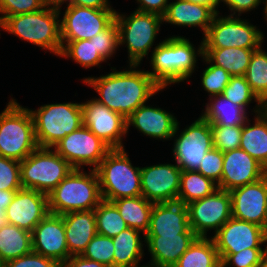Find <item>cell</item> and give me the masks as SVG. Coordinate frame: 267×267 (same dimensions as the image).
Segmentation results:
<instances>
[{"label":"cell","instance_id":"6da1fadb","mask_svg":"<svg viewBox=\"0 0 267 267\" xmlns=\"http://www.w3.org/2000/svg\"><path fill=\"white\" fill-rule=\"evenodd\" d=\"M125 71L112 72L100 77H86L82 82L92 87L100 96L94 98L111 111L127 119L138 107L163 89L139 65L129 64Z\"/></svg>","mask_w":267,"mask_h":267},{"label":"cell","instance_id":"7a4b0ae2","mask_svg":"<svg viewBox=\"0 0 267 267\" xmlns=\"http://www.w3.org/2000/svg\"><path fill=\"white\" fill-rule=\"evenodd\" d=\"M151 54L152 71L147 73L164 89L188 81L195 72L197 57L203 56V41L196 49L189 39L172 35L159 42Z\"/></svg>","mask_w":267,"mask_h":267},{"label":"cell","instance_id":"3957f363","mask_svg":"<svg viewBox=\"0 0 267 267\" xmlns=\"http://www.w3.org/2000/svg\"><path fill=\"white\" fill-rule=\"evenodd\" d=\"M99 179L95 169L72 171L48 194L49 213L62 215L70 212L94 210L102 201Z\"/></svg>","mask_w":267,"mask_h":267},{"label":"cell","instance_id":"277c9868","mask_svg":"<svg viewBox=\"0 0 267 267\" xmlns=\"http://www.w3.org/2000/svg\"><path fill=\"white\" fill-rule=\"evenodd\" d=\"M61 11L58 8L46 7L24 14L8 16L0 28L20 39L60 56L62 50Z\"/></svg>","mask_w":267,"mask_h":267},{"label":"cell","instance_id":"5b68a950","mask_svg":"<svg viewBox=\"0 0 267 267\" xmlns=\"http://www.w3.org/2000/svg\"><path fill=\"white\" fill-rule=\"evenodd\" d=\"M0 113V156L21 162L38 148L29 108L11 98Z\"/></svg>","mask_w":267,"mask_h":267},{"label":"cell","instance_id":"8992f818","mask_svg":"<svg viewBox=\"0 0 267 267\" xmlns=\"http://www.w3.org/2000/svg\"><path fill=\"white\" fill-rule=\"evenodd\" d=\"M103 200L142 196L141 168L132 165L123 149H111L95 169Z\"/></svg>","mask_w":267,"mask_h":267},{"label":"cell","instance_id":"52a82bcc","mask_svg":"<svg viewBox=\"0 0 267 267\" xmlns=\"http://www.w3.org/2000/svg\"><path fill=\"white\" fill-rule=\"evenodd\" d=\"M30 112L34 121L38 147L52 148L66 135L83 125L82 103H53L41 105Z\"/></svg>","mask_w":267,"mask_h":267},{"label":"cell","instance_id":"ba28073f","mask_svg":"<svg viewBox=\"0 0 267 267\" xmlns=\"http://www.w3.org/2000/svg\"><path fill=\"white\" fill-rule=\"evenodd\" d=\"M115 22L119 45L127 47L129 64L140 65L154 45L163 24L162 16L137 10L127 16L116 11Z\"/></svg>","mask_w":267,"mask_h":267},{"label":"cell","instance_id":"9c48e42d","mask_svg":"<svg viewBox=\"0 0 267 267\" xmlns=\"http://www.w3.org/2000/svg\"><path fill=\"white\" fill-rule=\"evenodd\" d=\"M72 169L53 148L38 147L20 162L21 185L48 195Z\"/></svg>","mask_w":267,"mask_h":267},{"label":"cell","instance_id":"30bf717a","mask_svg":"<svg viewBox=\"0 0 267 267\" xmlns=\"http://www.w3.org/2000/svg\"><path fill=\"white\" fill-rule=\"evenodd\" d=\"M219 14L216 13L202 39L203 48L259 49L262 46L264 33L256 25L240 16Z\"/></svg>","mask_w":267,"mask_h":267},{"label":"cell","instance_id":"8fae6325","mask_svg":"<svg viewBox=\"0 0 267 267\" xmlns=\"http://www.w3.org/2000/svg\"><path fill=\"white\" fill-rule=\"evenodd\" d=\"M173 138V160L182 171L197 170L205 154L213 148L211 124L201 116L180 134L178 122Z\"/></svg>","mask_w":267,"mask_h":267},{"label":"cell","instance_id":"7c38bea8","mask_svg":"<svg viewBox=\"0 0 267 267\" xmlns=\"http://www.w3.org/2000/svg\"><path fill=\"white\" fill-rule=\"evenodd\" d=\"M73 168L81 169L89 166L96 169L111 148L82 125L71 132L52 147Z\"/></svg>","mask_w":267,"mask_h":267},{"label":"cell","instance_id":"4fadbf2b","mask_svg":"<svg viewBox=\"0 0 267 267\" xmlns=\"http://www.w3.org/2000/svg\"><path fill=\"white\" fill-rule=\"evenodd\" d=\"M190 227L198 237L214 234L232 217L230 191L217 189L212 194L187 204Z\"/></svg>","mask_w":267,"mask_h":267},{"label":"cell","instance_id":"5bb4252c","mask_svg":"<svg viewBox=\"0 0 267 267\" xmlns=\"http://www.w3.org/2000/svg\"><path fill=\"white\" fill-rule=\"evenodd\" d=\"M60 19L61 41L91 39L105 30L114 20L115 9H95L67 5Z\"/></svg>","mask_w":267,"mask_h":267},{"label":"cell","instance_id":"9a60e30c","mask_svg":"<svg viewBox=\"0 0 267 267\" xmlns=\"http://www.w3.org/2000/svg\"><path fill=\"white\" fill-rule=\"evenodd\" d=\"M83 125L104 141L111 149H123L126 133V119L111 111L97 100L82 103ZM124 136V137H123Z\"/></svg>","mask_w":267,"mask_h":267},{"label":"cell","instance_id":"2e32d148","mask_svg":"<svg viewBox=\"0 0 267 267\" xmlns=\"http://www.w3.org/2000/svg\"><path fill=\"white\" fill-rule=\"evenodd\" d=\"M232 217L267 231V174L260 180L230 191Z\"/></svg>","mask_w":267,"mask_h":267},{"label":"cell","instance_id":"e0dca14e","mask_svg":"<svg viewBox=\"0 0 267 267\" xmlns=\"http://www.w3.org/2000/svg\"><path fill=\"white\" fill-rule=\"evenodd\" d=\"M181 172L176 162L141 167L142 196L153 203L176 202Z\"/></svg>","mask_w":267,"mask_h":267},{"label":"cell","instance_id":"ac0fdd59","mask_svg":"<svg viewBox=\"0 0 267 267\" xmlns=\"http://www.w3.org/2000/svg\"><path fill=\"white\" fill-rule=\"evenodd\" d=\"M218 253H238L246 248H262L267 231L254 223L231 217L215 234Z\"/></svg>","mask_w":267,"mask_h":267},{"label":"cell","instance_id":"d6986e66","mask_svg":"<svg viewBox=\"0 0 267 267\" xmlns=\"http://www.w3.org/2000/svg\"><path fill=\"white\" fill-rule=\"evenodd\" d=\"M33 252L58 261L69 258L62 215L48 213L33 229Z\"/></svg>","mask_w":267,"mask_h":267},{"label":"cell","instance_id":"ffe728a7","mask_svg":"<svg viewBox=\"0 0 267 267\" xmlns=\"http://www.w3.org/2000/svg\"><path fill=\"white\" fill-rule=\"evenodd\" d=\"M223 172L219 189L231 191L254 183L267 174V170L241 148L223 152Z\"/></svg>","mask_w":267,"mask_h":267},{"label":"cell","instance_id":"44dd1931","mask_svg":"<svg viewBox=\"0 0 267 267\" xmlns=\"http://www.w3.org/2000/svg\"><path fill=\"white\" fill-rule=\"evenodd\" d=\"M8 223L32 232L49 213L48 195L32 189L17 190L4 210Z\"/></svg>","mask_w":267,"mask_h":267},{"label":"cell","instance_id":"7402d4cb","mask_svg":"<svg viewBox=\"0 0 267 267\" xmlns=\"http://www.w3.org/2000/svg\"><path fill=\"white\" fill-rule=\"evenodd\" d=\"M177 118L166 110L143 104L126 119V133L133 126L137 131L155 140H172Z\"/></svg>","mask_w":267,"mask_h":267},{"label":"cell","instance_id":"603a6c76","mask_svg":"<svg viewBox=\"0 0 267 267\" xmlns=\"http://www.w3.org/2000/svg\"><path fill=\"white\" fill-rule=\"evenodd\" d=\"M177 234H195L190 227L187 205L178 201L154 203L145 235Z\"/></svg>","mask_w":267,"mask_h":267},{"label":"cell","instance_id":"cb8c5ba5","mask_svg":"<svg viewBox=\"0 0 267 267\" xmlns=\"http://www.w3.org/2000/svg\"><path fill=\"white\" fill-rule=\"evenodd\" d=\"M198 236L196 234L145 235L150 267H173Z\"/></svg>","mask_w":267,"mask_h":267},{"label":"cell","instance_id":"d4e9b609","mask_svg":"<svg viewBox=\"0 0 267 267\" xmlns=\"http://www.w3.org/2000/svg\"><path fill=\"white\" fill-rule=\"evenodd\" d=\"M69 257L82 255L97 234L94 210L62 214Z\"/></svg>","mask_w":267,"mask_h":267},{"label":"cell","instance_id":"484cf974","mask_svg":"<svg viewBox=\"0 0 267 267\" xmlns=\"http://www.w3.org/2000/svg\"><path fill=\"white\" fill-rule=\"evenodd\" d=\"M216 13L208 6L192 3L186 0L169 2L163 23L180 27H200L203 35L206 34Z\"/></svg>","mask_w":267,"mask_h":267},{"label":"cell","instance_id":"4316f807","mask_svg":"<svg viewBox=\"0 0 267 267\" xmlns=\"http://www.w3.org/2000/svg\"><path fill=\"white\" fill-rule=\"evenodd\" d=\"M205 106L200 116L211 125L243 126L249 119L247 110L222 94L209 97Z\"/></svg>","mask_w":267,"mask_h":267},{"label":"cell","instance_id":"83f0119b","mask_svg":"<svg viewBox=\"0 0 267 267\" xmlns=\"http://www.w3.org/2000/svg\"><path fill=\"white\" fill-rule=\"evenodd\" d=\"M242 126L240 148L258 161L267 170V115L262 111Z\"/></svg>","mask_w":267,"mask_h":267},{"label":"cell","instance_id":"f1b7e54d","mask_svg":"<svg viewBox=\"0 0 267 267\" xmlns=\"http://www.w3.org/2000/svg\"><path fill=\"white\" fill-rule=\"evenodd\" d=\"M140 233V230L128 227L112 238L114 243L113 267L141 265L145 240H142Z\"/></svg>","mask_w":267,"mask_h":267},{"label":"cell","instance_id":"f546056e","mask_svg":"<svg viewBox=\"0 0 267 267\" xmlns=\"http://www.w3.org/2000/svg\"><path fill=\"white\" fill-rule=\"evenodd\" d=\"M254 50L238 47L203 48V55L214 65L223 68L232 76H245Z\"/></svg>","mask_w":267,"mask_h":267},{"label":"cell","instance_id":"4dcf8cb0","mask_svg":"<svg viewBox=\"0 0 267 267\" xmlns=\"http://www.w3.org/2000/svg\"><path fill=\"white\" fill-rule=\"evenodd\" d=\"M112 202L127 226L140 230L145 237L150 226V214L154 203L143 196L121 198Z\"/></svg>","mask_w":267,"mask_h":267},{"label":"cell","instance_id":"1f68e13d","mask_svg":"<svg viewBox=\"0 0 267 267\" xmlns=\"http://www.w3.org/2000/svg\"><path fill=\"white\" fill-rule=\"evenodd\" d=\"M173 267H221L212 237H197Z\"/></svg>","mask_w":267,"mask_h":267},{"label":"cell","instance_id":"d6a6232c","mask_svg":"<svg viewBox=\"0 0 267 267\" xmlns=\"http://www.w3.org/2000/svg\"><path fill=\"white\" fill-rule=\"evenodd\" d=\"M32 233L12 224L0 228V259L7 262L32 252Z\"/></svg>","mask_w":267,"mask_h":267},{"label":"cell","instance_id":"836d02e7","mask_svg":"<svg viewBox=\"0 0 267 267\" xmlns=\"http://www.w3.org/2000/svg\"><path fill=\"white\" fill-rule=\"evenodd\" d=\"M217 189V184L200 172L183 170L180 175V189L177 201L187 205L212 194Z\"/></svg>","mask_w":267,"mask_h":267},{"label":"cell","instance_id":"e575fe53","mask_svg":"<svg viewBox=\"0 0 267 267\" xmlns=\"http://www.w3.org/2000/svg\"><path fill=\"white\" fill-rule=\"evenodd\" d=\"M61 42L62 50L59 57L71 58L83 68L101 67L100 64L106 62L95 50L94 39Z\"/></svg>","mask_w":267,"mask_h":267},{"label":"cell","instance_id":"d590c367","mask_svg":"<svg viewBox=\"0 0 267 267\" xmlns=\"http://www.w3.org/2000/svg\"><path fill=\"white\" fill-rule=\"evenodd\" d=\"M245 78L258 99L267 101V52L262 46L252 53Z\"/></svg>","mask_w":267,"mask_h":267},{"label":"cell","instance_id":"8d00e7d4","mask_svg":"<svg viewBox=\"0 0 267 267\" xmlns=\"http://www.w3.org/2000/svg\"><path fill=\"white\" fill-rule=\"evenodd\" d=\"M97 233L110 238L128 228L117 207L111 201L102 200L94 209Z\"/></svg>","mask_w":267,"mask_h":267},{"label":"cell","instance_id":"74e56055","mask_svg":"<svg viewBox=\"0 0 267 267\" xmlns=\"http://www.w3.org/2000/svg\"><path fill=\"white\" fill-rule=\"evenodd\" d=\"M222 95L231 100L235 104L248 109L249 104L255 101L257 104L253 108L255 114H259L263 111V103L252 92L249 83L246 81L245 76H232L228 85L225 87Z\"/></svg>","mask_w":267,"mask_h":267},{"label":"cell","instance_id":"f35d334b","mask_svg":"<svg viewBox=\"0 0 267 267\" xmlns=\"http://www.w3.org/2000/svg\"><path fill=\"white\" fill-rule=\"evenodd\" d=\"M201 58L206 62L205 64H209L201 75L202 88L210 97L222 94L232 75L223 68L212 64L204 55Z\"/></svg>","mask_w":267,"mask_h":267},{"label":"cell","instance_id":"ab89813d","mask_svg":"<svg viewBox=\"0 0 267 267\" xmlns=\"http://www.w3.org/2000/svg\"><path fill=\"white\" fill-rule=\"evenodd\" d=\"M114 243L112 238L96 234L85 251L82 253L84 258H88L104 264L107 267H113Z\"/></svg>","mask_w":267,"mask_h":267},{"label":"cell","instance_id":"60d3db41","mask_svg":"<svg viewBox=\"0 0 267 267\" xmlns=\"http://www.w3.org/2000/svg\"><path fill=\"white\" fill-rule=\"evenodd\" d=\"M266 251L267 245H265V248H246L238 253L218 254L221 260V267H258Z\"/></svg>","mask_w":267,"mask_h":267},{"label":"cell","instance_id":"b9f144b4","mask_svg":"<svg viewBox=\"0 0 267 267\" xmlns=\"http://www.w3.org/2000/svg\"><path fill=\"white\" fill-rule=\"evenodd\" d=\"M213 148L222 152L240 148L242 126L211 125Z\"/></svg>","mask_w":267,"mask_h":267},{"label":"cell","instance_id":"7bdbcfd3","mask_svg":"<svg viewBox=\"0 0 267 267\" xmlns=\"http://www.w3.org/2000/svg\"><path fill=\"white\" fill-rule=\"evenodd\" d=\"M94 39L95 50L98 51L100 56L107 61L111 59L112 55L115 54L117 48H119V30L115 20L103 31L96 36Z\"/></svg>","mask_w":267,"mask_h":267},{"label":"cell","instance_id":"ee69618b","mask_svg":"<svg viewBox=\"0 0 267 267\" xmlns=\"http://www.w3.org/2000/svg\"><path fill=\"white\" fill-rule=\"evenodd\" d=\"M20 162L0 156V190L22 189Z\"/></svg>","mask_w":267,"mask_h":267},{"label":"cell","instance_id":"f6af8a7d","mask_svg":"<svg viewBox=\"0 0 267 267\" xmlns=\"http://www.w3.org/2000/svg\"><path fill=\"white\" fill-rule=\"evenodd\" d=\"M222 167L223 152L216 148H212L205 154V156L201 160L199 168L196 171L200 172L206 178L211 179L218 185L222 177Z\"/></svg>","mask_w":267,"mask_h":267},{"label":"cell","instance_id":"bcb514c9","mask_svg":"<svg viewBox=\"0 0 267 267\" xmlns=\"http://www.w3.org/2000/svg\"><path fill=\"white\" fill-rule=\"evenodd\" d=\"M43 7L42 0H0V24L8 16L35 12Z\"/></svg>","mask_w":267,"mask_h":267},{"label":"cell","instance_id":"7dc6e473","mask_svg":"<svg viewBox=\"0 0 267 267\" xmlns=\"http://www.w3.org/2000/svg\"><path fill=\"white\" fill-rule=\"evenodd\" d=\"M5 267H61V264L54 259L32 251L29 254L5 262Z\"/></svg>","mask_w":267,"mask_h":267},{"label":"cell","instance_id":"c3c4849f","mask_svg":"<svg viewBox=\"0 0 267 267\" xmlns=\"http://www.w3.org/2000/svg\"><path fill=\"white\" fill-rule=\"evenodd\" d=\"M219 2H223L229 8L230 16H241L242 13L257 9L263 0H219Z\"/></svg>","mask_w":267,"mask_h":267},{"label":"cell","instance_id":"681fc988","mask_svg":"<svg viewBox=\"0 0 267 267\" xmlns=\"http://www.w3.org/2000/svg\"><path fill=\"white\" fill-rule=\"evenodd\" d=\"M138 8L141 12L155 13L163 16L166 12L169 0H136Z\"/></svg>","mask_w":267,"mask_h":267},{"label":"cell","instance_id":"f907efd6","mask_svg":"<svg viewBox=\"0 0 267 267\" xmlns=\"http://www.w3.org/2000/svg\"><path fill=\"white\" fill-rule=\"evenodd\" d=\"M61 267H107V266L97 261L84 258L82 255H75L69 257L67 260L61 263Z\"/></svg>","mask_w":267,"mask_h":267},{"label":"cell","instance_id":"816d5d0a","mask_svg":"<svg viewBox=\"0 0 267 267\" xmlns=\"http://www.w3.org/2000/svg\"><path fill=\"white\" fill-rule=\"evenodd\" d=\"M15 193L13 190H0V228L8 224L4 210L12 202Z\"/></svg>","mask_w":267,"mask_h":267},{"label":"cell","instance_id":"f5cc1de1","mask_svg":"<svg viewBox=\"0 0 267 267\" xmlns=\"http://www.w3.org/2000/svg\"><path fill=\"white\" fill-rule=\"evenodd\" d=\"M68 4L95 9H113L109 0H69Z\"/></svg>","mask_w":267,"mask_h":267},{"label":"cell","instance_id":"db71d44e","mask_svg":"<svg viewBox=\"0 0 267 267\" xmlns=\"http://www.w3.org/2000/svg\"><path fill=\"white\" fill-rule=\"evenodd\" d=\"M186 1L206 5L210 7L215 13H219V11L217 10L220 4L219 0H186Z\"/></svg>","mask_w":267,"mask_h":267},{"label":"cell","instance_id":"11a10c76","mask_svg":"<svg viewBox=\"0 0 267 267\" xmlns=\"http://www.w3.org/2000/svg\"><path fill=\"white\" fill-rule=\"evenodd\" d=\"M44 6L58 8L61 11V6L63 3H69V0H42Z\"/></svg>","mask_w":267,"mask_h":267},{"label":"cell","instance_id":"9f6ffc18","mask_svg":"<svg viewBox=\"0 0 267 267\" xmlns=\"http://www.w3.org/2000/svg\"><path fill=\"white\" fill-rule=\"evenodd\" d=\"M258 267H267V251L262 256L261 262L259 263Z\"/></svg>","mask_w":267,"mask_h":267},{"label":"cell","instance_id":"6f0895ef","mask_svg":"<svg viewBox=\"0 0 267 267\" xmlns=\"http://www.w3.org/2000/svg\"><path fill=\"white\" fill-rule=\"evenodd\" d=\"M263 4H265L264 5V18L266 19V21H267V0H263Z\"/></svg>","mask_w":267,"mask_h":267},{"label":"cell","instance_id":"680465c9","mask_svg":"<svg viewBox=\"0 0 267 267\" xmlns=\"http://www.w3.org/2000/svg\"><path fill=\"white\" fill-rule=\"evenodd\" d=\"M263 111L267 115V101L263 103Z\"/></svg>","mask_w":267,"mask_h":267},{"label":"cell","instance_id":"91938a15","mask_svg":"<svg viewBox=\"0 0 267 267\" xmlns=\"http://www.w3.org/2000/svg\"><path fill=\"white\" fill-rule=\"evenodd\" d=\"M0 267H5V262L2 259H0Z\"/></svg>","mask_w":267,"mask_h":267},{"label":"cell","instance_id":"94428289","mask_svg":"<svg viewBox=\"0 0 267 267\" xmlns=\"http://www.w3.org/2000/svg\"><path fill=\"white\" fill-rule=\"evenodd\" d=\"M134 267H150L147 263H146V265H142V266H134Z\"/></svg>","mask_w":267,"mask_h":267}]
</instances>
